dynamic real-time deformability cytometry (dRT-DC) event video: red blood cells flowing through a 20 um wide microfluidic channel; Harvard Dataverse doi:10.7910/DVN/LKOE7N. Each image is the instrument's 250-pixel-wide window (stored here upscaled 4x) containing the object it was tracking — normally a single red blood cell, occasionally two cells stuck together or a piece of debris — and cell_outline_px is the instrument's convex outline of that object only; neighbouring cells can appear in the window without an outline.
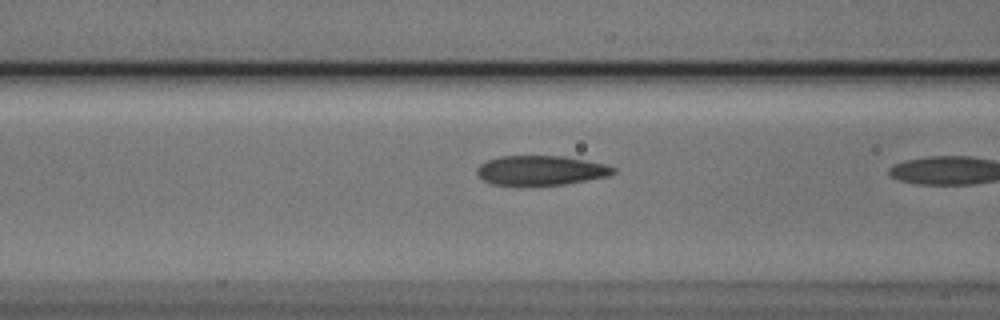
{"species": "Egyptian fruit bat (a non-hibernating species)", "species_latin": "Rousettus aegyptiacus", "temperature_condition": "cold", "stored_images_in_passage": 6, "camera_frame_rate_fps": 3000, "um_per_image_px": 0.085, "animal": {"sex": "male"}, "frame": {"image": 1, "passage_image": 5, "time_ms": 1.333, "image_size_px": [1000, 320], "cell_outline_px": [[616, 172], [608, 176], [564, 184], [520, 188], [516, 188], [492, 184], [484, 180], [476, 172], [476, 168], [480, 164], [488, 160], [500, 156], [564, 156], [608, 164], [616, 168]], "centroid_in_image_um": [45.95, 14.52], "position_along_channel_um": 120.7, "area_um2": 24.33}}